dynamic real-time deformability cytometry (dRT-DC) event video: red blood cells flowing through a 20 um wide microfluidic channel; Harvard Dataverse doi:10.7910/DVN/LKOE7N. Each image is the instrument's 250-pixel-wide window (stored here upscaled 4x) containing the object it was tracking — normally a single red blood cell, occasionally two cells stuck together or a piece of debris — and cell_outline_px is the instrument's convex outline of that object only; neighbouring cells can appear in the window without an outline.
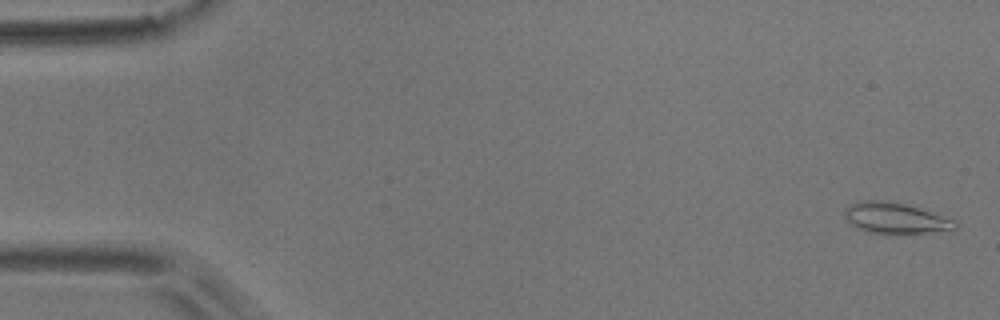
{"species": "common noctule bat (a hibernating species)", "species_latin": "Nyctalus noctula", "temperature_condition": "room temperature", "stored_images_in_passage": 6, "camera_frame_rate_fps": 3000, "um_per_image_px": 0.085, "animal": {"sex": "male", "body_mass_g": 17.9}, "frame": {"image": 1, "passage_image": 1, "time_ms": 0.0, "image_size_px": [1000, 320], "cell_outline_px": [[956, 228], [952, 232], [892, 236], [888, 236], [868, 232], [852, 224], [844, 216], [844, 208], [852, 204], [864, 200], [884, 200], [904, 204], [952, 220], [956, 224]], "centroid_in_image_um": [76.13, 18.61], "position_along_channel_um": 8.9, "area_um2": 20.35}}